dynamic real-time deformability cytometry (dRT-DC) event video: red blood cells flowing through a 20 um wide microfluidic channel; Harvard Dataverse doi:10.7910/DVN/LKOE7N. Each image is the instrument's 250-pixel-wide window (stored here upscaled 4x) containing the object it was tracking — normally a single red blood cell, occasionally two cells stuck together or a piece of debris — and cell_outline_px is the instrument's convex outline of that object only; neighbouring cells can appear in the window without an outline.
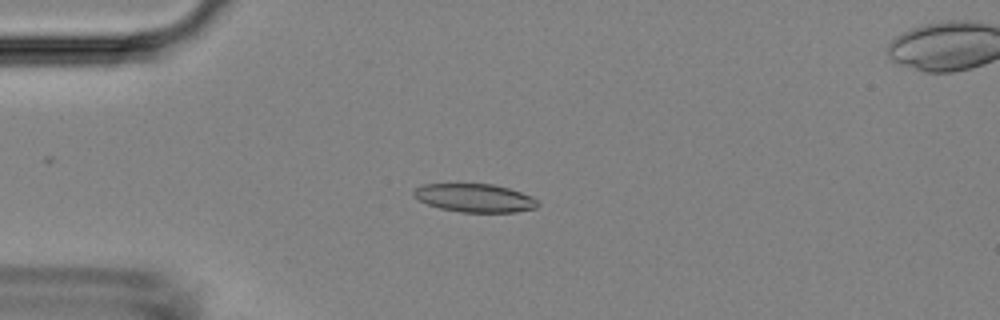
{"species": "Egyptian fruit bat (a non-hibernating species)", "species_latin": "Rousettus aegyptiacus", "temperature_condition": "room temperature", "stored_images_in_passage": 6, "camera_frame_rate_fps": 3000, "um_per_image_px": 0.085, "animal": {"sex": "female"}, "frame": {"image": 1, "passage_image": 4, "time_ms": 3.333, "image_size_px": [1000, 320], "cell_outline_px": [[540, 204], [536, 208], [516, 212], [460, 212], [440, 208], [428, 204], [412, 196], [412, 192], [420, 184], [456, 180], [492, 184], [508, 188], [532, 196]], "centroid_in_image_um": [40.27, 16.76], "position_along_channel_um": 44.7, "area_um2": 21.5}}